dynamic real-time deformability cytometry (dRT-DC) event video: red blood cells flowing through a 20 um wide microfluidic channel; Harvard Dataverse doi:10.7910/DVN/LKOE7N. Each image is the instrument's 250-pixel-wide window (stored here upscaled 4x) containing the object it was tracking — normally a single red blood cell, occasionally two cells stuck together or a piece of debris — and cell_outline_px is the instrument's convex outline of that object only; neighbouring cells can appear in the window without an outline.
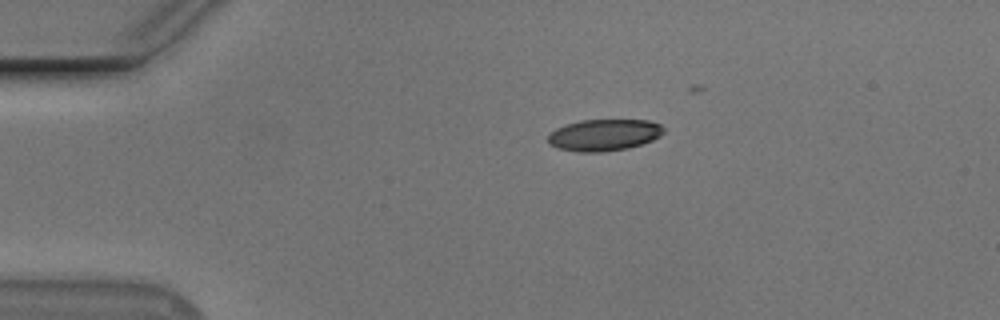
{"species": "Egyptian fruit bat (a non-hibernating species)", "species_latin": "Rousettus aegyptiacus", "temperature_condition": "cold", "stored_images_in_passage": 2, "camera_frame_rate_fps": 3000, "um_per_image_px": 0.085, "animal": {"sex": "male"}, "frame": {"image": 1, "passage_image": 1, "time_ms": 0.0, "image_size_px": [1000, 320], "cell_outline_px": [[664, 132], [660, 136], [652, 140], [628, 148], [604, 152], [580, 152], [560, 148], [548, 144], [548, 136], [556, 128], [580, 120], [648, 120], [660, 124], [664, 128]], "centroid_in_image_um": [51.36, 11.47], "position_along_channel_um": 33.6, "area_um2": 21.21}}